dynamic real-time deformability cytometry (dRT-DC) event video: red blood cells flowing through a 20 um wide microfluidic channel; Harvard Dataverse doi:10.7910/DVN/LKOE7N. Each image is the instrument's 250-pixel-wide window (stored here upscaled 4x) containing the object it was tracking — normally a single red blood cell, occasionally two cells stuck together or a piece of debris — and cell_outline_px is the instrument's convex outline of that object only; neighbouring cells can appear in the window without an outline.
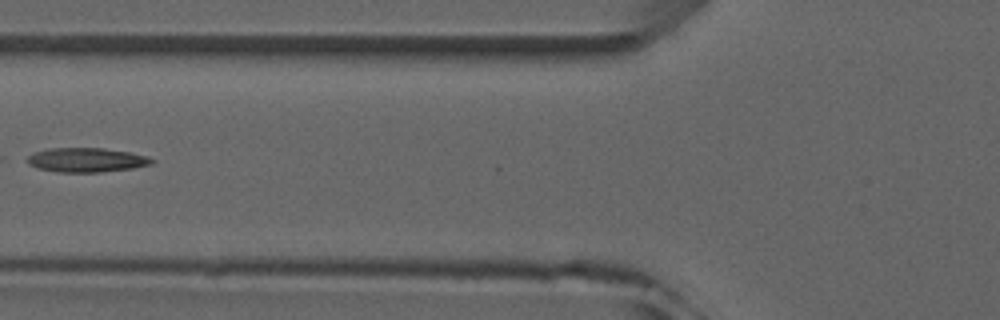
{"species": "common noctule bat (a hibernating species)", "species_latin": "Nyctalus noctula", "temperature_condition": "room temperature", "stored_images_in_passage": 6, "camera_frame_rate_fps": 3000, "um_per_image_px": 0.085, "animal": {"sex": "male", "forearm_length_mm": 52.5}, "frame": {"image": 1, "passage_image": 4, "time_ms": 4.667, "image_size_px": [1000, 320], "cell_outline_px": [[156, 160], [152, 164], [132, 168], [100, 172], [60, 172], [36, 168], [28, 164], [28, 156], [36, 152], [52, 148], [104, 148], [128, 152], [144, 156]], "centroid_in_image_um": [7.35, 13.6], "position_along_channel_um": 118.5, "area_um2": 17.4}}
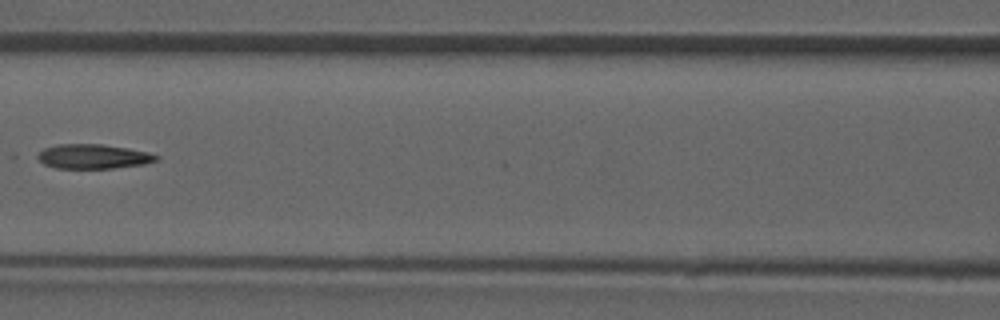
{"frame": {"image": 2, "passage_image": 5, "time_ms": 5.667, "image_size_px": [1000, 320], "cell_outline_px": [[160, 160], [144, 164], [112, 168], [56, 168], [44, 164], [32, 156], [44, 148], [56, 144], [100, 144], [128, 148], [148, 152], [160, 156]], "centroid_in_image_um": [7.89, 13.29], "position_along_channel_um": 158.7, "area_um2": 17.17}}